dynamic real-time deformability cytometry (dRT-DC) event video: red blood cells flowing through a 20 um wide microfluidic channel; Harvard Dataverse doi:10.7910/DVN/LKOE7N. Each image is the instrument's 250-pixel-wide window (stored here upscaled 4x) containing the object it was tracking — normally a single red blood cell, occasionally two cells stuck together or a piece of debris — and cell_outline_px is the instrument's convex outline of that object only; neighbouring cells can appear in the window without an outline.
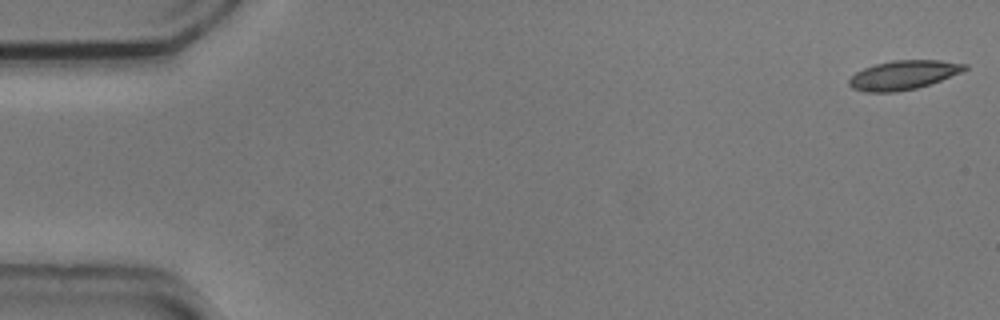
{"species": "common noctule bat (a hibernating species)", "species_latin": "Nyctalus noctula", "temperature_condition": "cold", "stored_images_in_passage": 54, "camera_frame_rate_fps": 3000, "um_per_image_px": 0.085, "animal": {"sex": "male", "body_mass_g": 20.5, "forearm_length_mm": 52.5}, "frame": {"image": 1, "passage_image": 1, "time_ms": 0.0, "image_size_px": [1000, 320], "cell_outline_px": [[968, 68], [960, 72], [940, 80], [916, 88], [896, 92], [864, 92], [852, 88], [848, 84], [848, 80], [856, 72], [864, 68], [876, 64], [892, 60], [940, 60], [968, 64]], "centroid_in_image_um": [76.76, 6.37], "position_along_channel_um": 8.2, "area_um2": 19.48}}
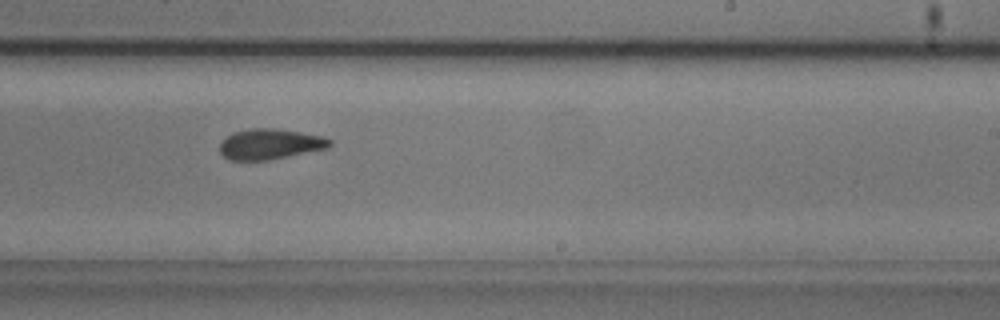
{"frame": {"image": 2, "passage_image": 33, "time_ms": 10.667, "image_size_px": [1000, 320], "cell_outline_px": [[332, 144], [328, 148], [268, 160], [228, 160], [220, 152], [220, 140], [232, 132], [252, 128], [272, 128], [300, 132], [324, 136], [332, 140]], "centroid_in_image_um": [22.93, 12.24], "position_along_channel_um": 266.1, "area_um2": 19.65}}
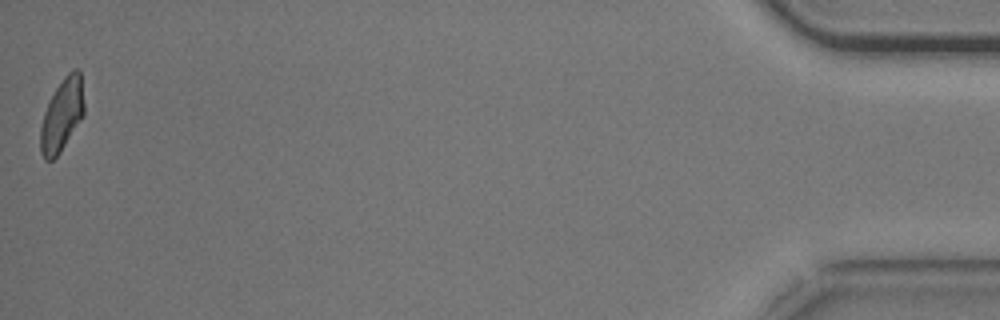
{"frame": {"image": 3, "passage_image": 54, "time_ms": 17.667, "image_size_px": [1000, 320], "cell_outline_px": [[84, 116], [60, 152], [52, 160], [44, 160], [40, 152], [40, 128], [44, 112], [56, 88], [64, 76], [72, 68], [80, 68], [84, 104]], "centroid_in_image_um": [5.28, 9.76], "position_along_channel_um": 429.9, "area_um2": 18.55}, "authors_computed_cell_mechanics": {"area_um2": 19.6231, "velocity_mm_per_s": 3.7061, "shape_relaxation_time_tau1_ms": 3.6049, "shape_relaxation_time_tau2_ms": 3.2581, "deformation_change_tau1": 0.1289, "deformation_change_tau2": 0.1}}